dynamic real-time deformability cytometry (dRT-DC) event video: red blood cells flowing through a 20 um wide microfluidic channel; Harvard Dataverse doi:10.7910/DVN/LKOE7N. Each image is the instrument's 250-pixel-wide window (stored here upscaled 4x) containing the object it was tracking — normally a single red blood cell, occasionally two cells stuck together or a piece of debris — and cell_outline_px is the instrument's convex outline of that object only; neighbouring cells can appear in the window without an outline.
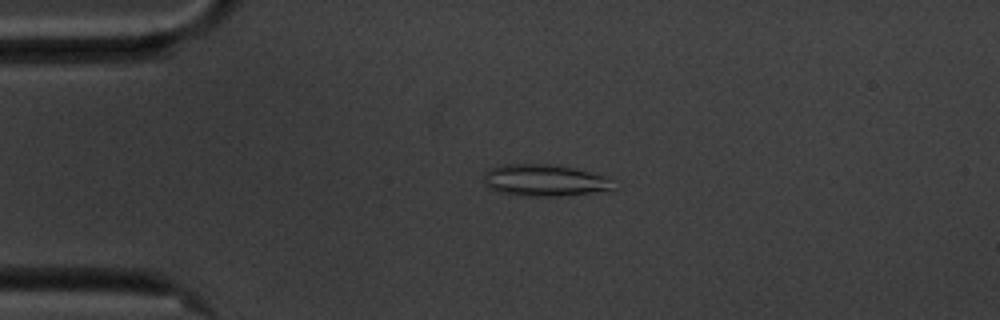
{"species": "common noctule bat (a hibernating species)", "species_latin": "Nyctalus noctula", "temperature_condition": "cold", "stored_images_in_passage": 57, "camera_frame_rate_fps": 3000, "um_per_image_px": 0.085, "animal": {"sex": "male", "body_mass_g": 20.1, "forearm_length_mm": 53.5}, "frame": {"image": 1, "passage_image": 13, "time_ms": 4.0, "image_size_px": [1000, 320], "cell_outline_px": [[616, 188], [560, 196], [528, 196], [500, 192], [488, 188], [484, 180], [484, 176], [492, 168], [500, 164], [548, 164], [572, 168], [604, 176]], "centroid_in_image_um": [46.21, 15.32], "position_along_channel_um": 38.8, "area_um2": 23.29}}
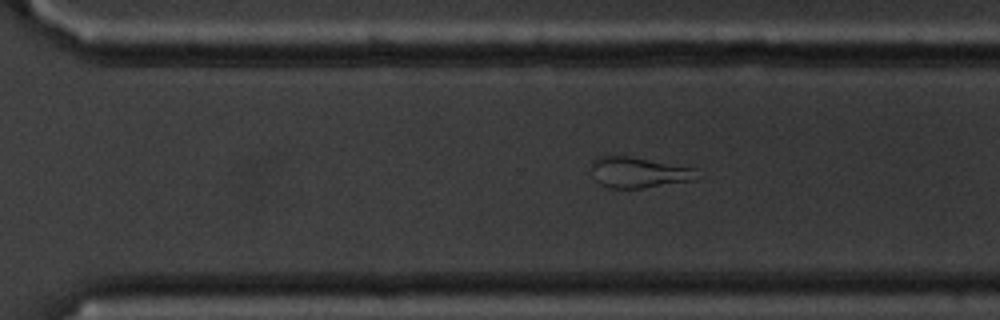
{"frame": {"image": 2, "passage_image": 39, "time_ms": 12.667, "image_size_px": [1000, 320], "cell_outline_px": [[704, 176], [692, 180], [640, 188], [608, 188], [600, 184], [592, 176], [592, 160], [596, 156], [608, 152], [632, 156], [696, 168]], "centroid_in_image_um": [54.25, 14.6], "position_along_channel_um": 316.3, "area_um2": 19.71}}
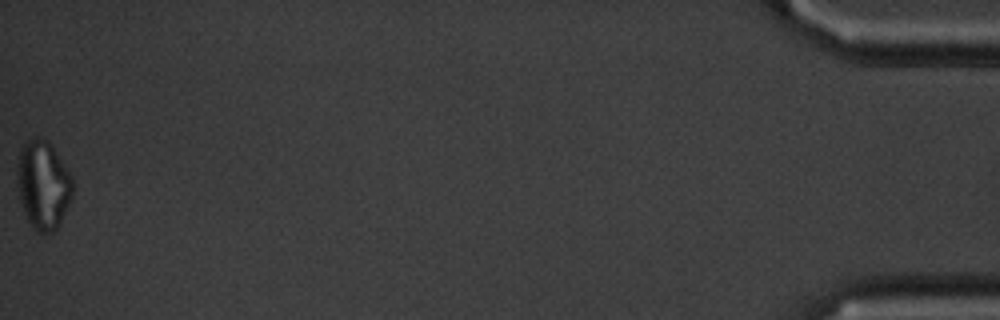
{"frame": {"image": 3, "passage_image": 57, "time_ms": 18.667, "image_size_px": [1000, 320], "cell_outline_px": [[72, 200], [56, 232], [44, 236], [36, 232], [32, 228], [24, 212], [20, 200], [16, 180], [16, 164], [20, 152], [24, 144], [28, 140], [36, 136], [40, 136], [48, 140], [72, 176]], "centroid_in_image_um": [3.67, 15.77], "position_along_channel_um": 431.5, "area_um2": 29.36}, "authors_computed_cell_mechanics": {"area_um2": 23.409, "velocity_mm_per_s": 3.5461, "shape_relaxation_time_tau1_ms": null, "shape_relaxation_time_tau2_ms": 4.1702, "deformation_change_tau1": null, "deformation_change_tau2": 0.1257}}